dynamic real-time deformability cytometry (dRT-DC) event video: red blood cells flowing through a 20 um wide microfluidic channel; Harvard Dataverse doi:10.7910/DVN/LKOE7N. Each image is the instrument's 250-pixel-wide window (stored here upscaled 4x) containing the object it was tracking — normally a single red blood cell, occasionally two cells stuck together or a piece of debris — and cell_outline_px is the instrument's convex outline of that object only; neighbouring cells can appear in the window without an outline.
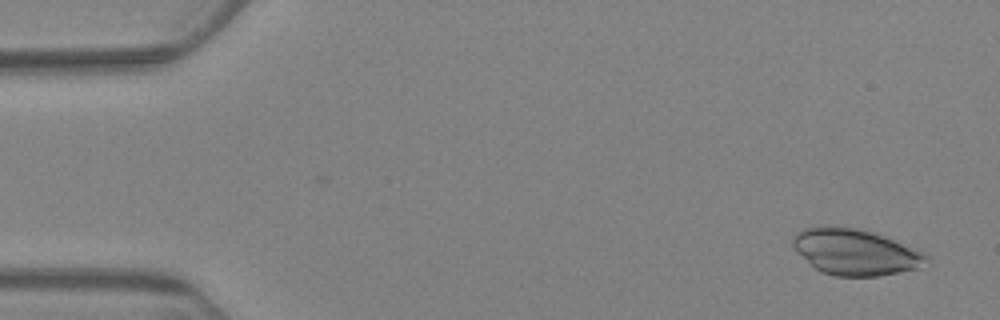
{"species": "Egyptian fruit bat (a non-hibernating species)", "species_latin": "Rousettus aegyptiacus", "temperature_condition": "warm", "stored_images_in_passage": 2, "camera_frame_rate_fps": 3000, "um_per_image_px": 0.085, "animal": {"sex": "female"}, "frame": {"image": 1, "passage_image": 2, "time_ms": 1.333, "image_size_px": [1000, 320], "cell_outline_px": [[928, 256], [916, 268], [900, 272], [880, 276], [836, 276], [820, 272], [796, 252], [792, 244], [792, 236], [796, 232], [804, 228], [824, 224], [856, 228], [872, 232], [884, 236], [924, 252]], "centroid_in_image_um": [72.6, 21.4], "position_along_channel_um": 12.4, "area_um2": 35.84}}